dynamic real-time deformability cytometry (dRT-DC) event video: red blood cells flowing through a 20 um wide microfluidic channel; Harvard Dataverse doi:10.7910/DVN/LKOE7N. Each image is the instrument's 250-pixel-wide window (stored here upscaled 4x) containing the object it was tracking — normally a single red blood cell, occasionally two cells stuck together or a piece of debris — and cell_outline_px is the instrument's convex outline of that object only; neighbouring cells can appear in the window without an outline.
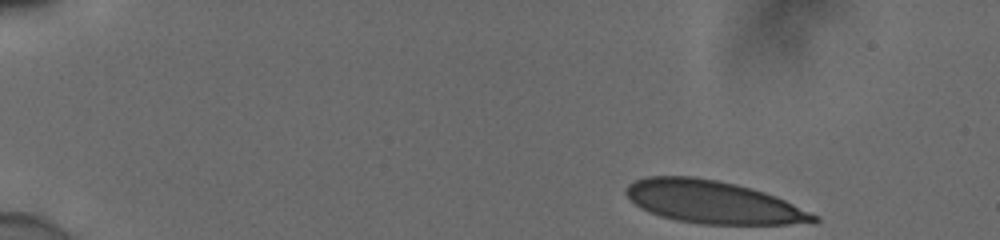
{"species": "human", "species_latin": "Homo sapiens", "temperature_condition": "cold", "stored_images_in_passage": 47, "camera_frame_rate_fps": 3000, "um_per_image_px": 0.085, "donor": {"sex": "male"}, "frame": {"image": 1, "passage_image": 1, "time_ms": 0.0, "image_size_px": [1000, 240], "cell_outline_px": [[820, 220], [812, 224], [700, 224], [676, 220], [660, 216], [640, 208], [624, 192], [624, 188], [628, 184], [644, 176], [692, 176], [716, 180], [736, 184], [752, 188], [776, 196], [820, 216]], "centroid_in_image_um": [60.64, 17.18], "position_along_channel_um": 24.4, "area_um2": 46.88}}
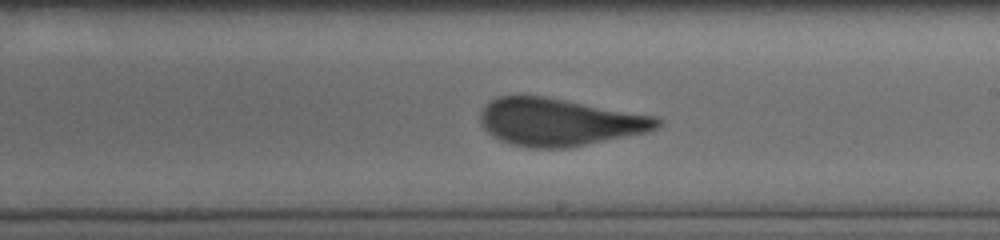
{"frame": {"image": 2, "passage_image": 27, "time_ms": 8.667, "image_size_px": [1000, 240], "cell_outline_px": [[664, 120], [656, 128], [648, 132], [568, 148], [532, 148], [512, 144], [500, 140], [492, 136], [480, 124], [480, 112], [492, 100], [500, 96], [544, 96], [656, 116]], "centroid_in_image_um": [47.56, 10.38], "position_along_channel_um": 241.4, "area_um2": 48.78}}
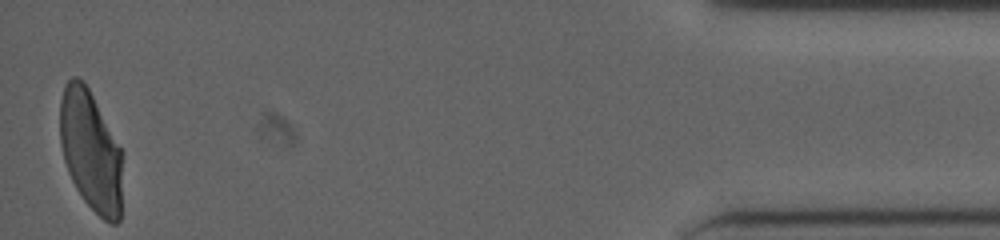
{"frame": {"image": 3, "passage_image": 47, "time_ms": 15.333, "image_size_px": [1000, 240], "cell_outline_px": [[120, 220], [116, 224], [112, 224], [104, 220], [84, 200], [76, 188], [68, 172], [64, 160], [60, 144], [60, 100], [64, 84], [72, 76], [76, 76], [84, 80], [120, 148]], "centroid_in_image_um": [7.66, 12.78], "position_along_channel_um": 427.5, "area_um2": 43.23}}